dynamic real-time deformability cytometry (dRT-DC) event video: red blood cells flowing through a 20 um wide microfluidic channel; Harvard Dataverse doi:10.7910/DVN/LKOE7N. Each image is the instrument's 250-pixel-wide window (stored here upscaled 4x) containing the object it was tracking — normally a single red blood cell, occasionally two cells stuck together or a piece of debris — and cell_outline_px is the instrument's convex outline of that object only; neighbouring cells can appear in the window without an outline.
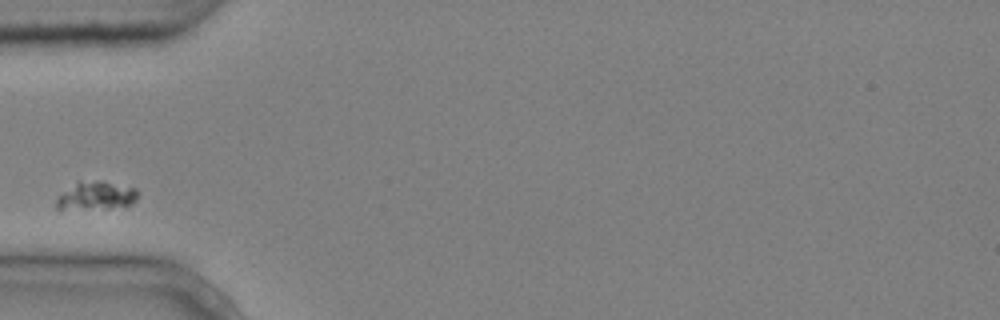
{"species": "common noctule bat (a hibernating species)", "species_latin": "Nyctalus noctula", "temperature_condition": "cold", "stored_images_in_passage": 1, "camera_frame_rate_fps": 3000, "um_per_image_px": 0.085, "animal": {"sex": "male", "body_mass_g": 20.4}, "frame": {"image": 1, "passage_image": 1, "time_ms": 0.0, "image_size_px": [1000, 320], "cell_outline_px": [[136, 200], [132, 204], [108, 208], [56, 208], [56, 196], [80, 180], [100, 180], [136, 188]], "centroid_in_image_um": [8.15, 16.6], "position_along_channel_um": 76.8, "area_um2": 13.24}}